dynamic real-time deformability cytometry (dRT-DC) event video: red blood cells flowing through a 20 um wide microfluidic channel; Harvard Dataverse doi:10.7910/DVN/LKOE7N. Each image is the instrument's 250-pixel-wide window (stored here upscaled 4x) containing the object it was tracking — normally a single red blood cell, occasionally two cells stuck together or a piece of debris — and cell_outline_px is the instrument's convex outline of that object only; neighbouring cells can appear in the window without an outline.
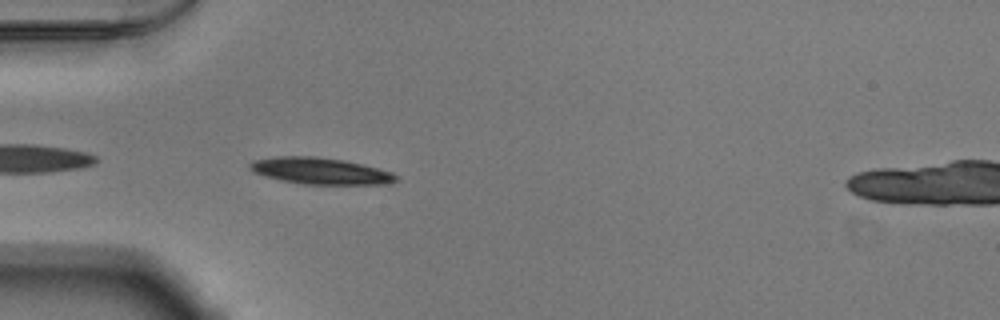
{"species": "Egyptian fruit bat (a non-hibernating species)", "species_latin": "Rousettus aegyptiacus", "temperature_condition": "warm", "stored_images_in_passage": 39, "camera_frame_rate_fps": 3000, "um_per_image_px": 0.085, "animal": {"sex": "male"}, "frame": {"image": 1, "passage_image": 2, "time_ms": 0.333, "image_size_px": [1000, 320], "cell_outline_px": [[396, 180], [392, 184], [300, 184], [280, 180], [252, 172], [248, 168], [248, 164], [252, 160], [276, 156], [316, 156], [344, 160], [364, 164], [392, 172], [396, 176]], "centroid_in_image_um": [27.19, 14.52], "position_along_channel_um": 57.8, "area_um2": 22.83}}
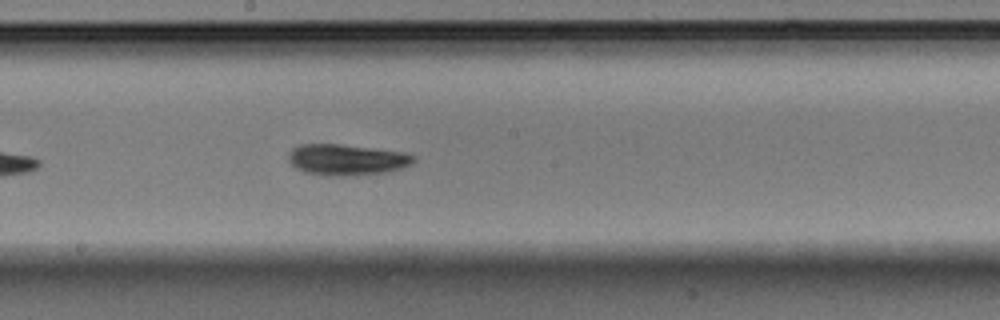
{"frame": {"image": 2, "passage_image": 15, "time_ms": 4.667, "image_size_px": [1000, 320], "cell_outline_px": [[416, 160], [412, 164], [400, 168], [384, 172], [356, 176], [328, 176], [304, 172], [296, 168], [288, 160], [288, 152], [292, 148], [300, 144], [340, 144], [404, 152], [416, 156]], "centroid_in_image_um": [29.45, 13.58], "position_along_channel_um": 218.7, "area_um2": 22.83}}
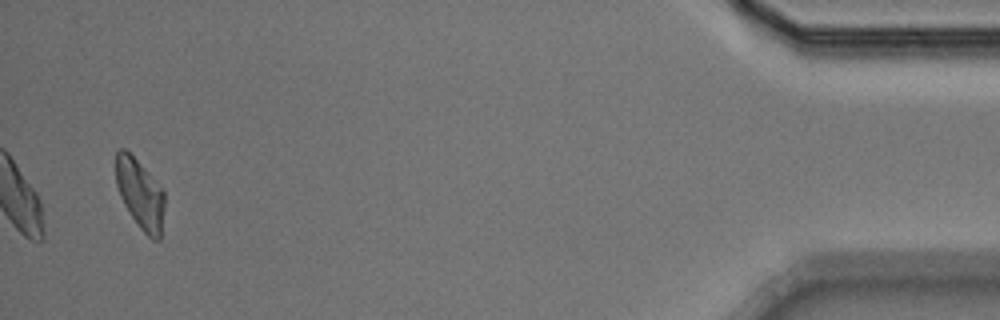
{"frame": {"image": 3, "passage_image": 37, "time_ms": 12.0, "image_size_px": [1000, 320], "cell_outline_px": [[164, 208], [160, 240], [152, 240], [140, 228], [124, 204], [120, 196], [116, 184], [116, 152], [120, 148], [124, 148], [136, 160], [164, 192]], "centroid_in_image_um": [11.9, 16.52], "position_along_channel_um": 423.3, "area_um2": 19.31}, "authors_computed_cell_mechanics": {"area_um2": 21.4438, "velocity_mm_per_s": 3.8433, "shape_relaxation_time_tau1_ms": 2.5563, "shape_relaxation_time_tau2_ms": 9.3402, "deformation_change_tau1": 0.1344, "deformation_change_tau2": 0.1732}}